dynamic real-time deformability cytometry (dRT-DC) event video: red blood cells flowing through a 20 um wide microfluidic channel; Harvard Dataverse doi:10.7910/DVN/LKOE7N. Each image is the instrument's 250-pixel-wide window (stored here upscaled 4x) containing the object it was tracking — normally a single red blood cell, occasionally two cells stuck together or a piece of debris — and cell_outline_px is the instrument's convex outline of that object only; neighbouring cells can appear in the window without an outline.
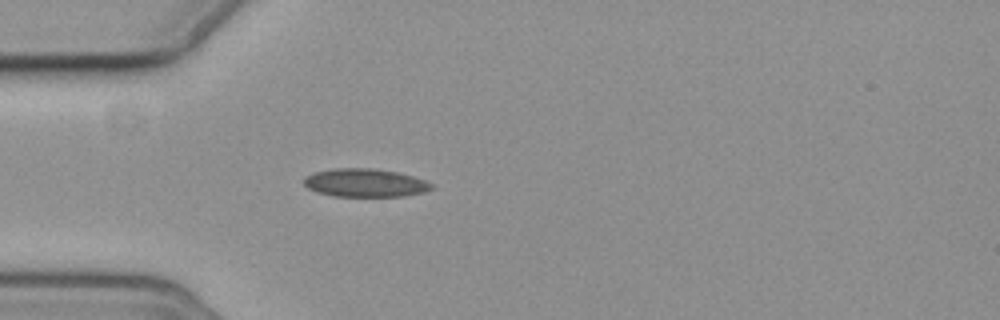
{"species": "common noctule bat (a hibernating species)", "species_latin": "Nyctalus noctula", "temperature_condition": "cold", "stored_images_in_passage": 4, "camera_frame_rate_fps": 3000, "um_per_image_px": 0.085, "animal": {"sex": "female", "body_mass_g": 19.3, "forearm_length_mm": 54.1}, "frame": {"image": 1, "passage_image": 4, "time_ms": 3.667, "image_size_px": [1000, 320], "cell_outline_px": [[432, 188], [424, 192], [404, 196], [332, 196], [316, 192], [308, 188], [304, 184], [304, 176], [312, 172], [332, 168], [372, 168], [396, 172], [412, 176], [424, 180], [432, 184]], "centroid_in_image_um": [30.97, 15.53], "position_along_channel_um": 54.0, "area_um2": 21.04}}